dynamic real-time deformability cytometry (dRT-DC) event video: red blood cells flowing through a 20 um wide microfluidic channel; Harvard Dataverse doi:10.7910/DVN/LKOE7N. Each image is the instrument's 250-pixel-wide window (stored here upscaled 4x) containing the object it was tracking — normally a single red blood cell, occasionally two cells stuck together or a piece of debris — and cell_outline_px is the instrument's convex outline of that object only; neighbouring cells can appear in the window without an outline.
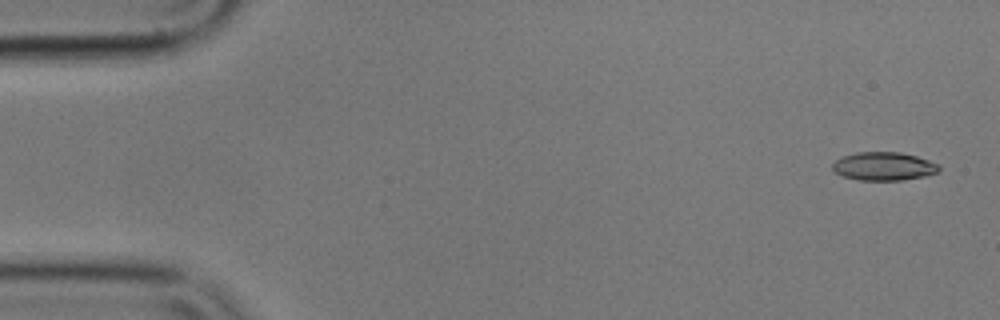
{"species": "common noctule bat (a hibernating species)", "species_latin": "Nyctalus noctula", "temperature_condition": "cold", "stored_images_in_passage": 56, "camera_frame_rate_fps": 3000, "um_per_image_px": 0.085, "animal": {"sex": "male", "body_mass_g": 17.9}, "frame": {"image": 1, "passage_image": 2, "time_ms": 0.333, "image_size_px": [1000, 320], "cell_outline_px": [[940, 168], [936, 172], [924, 176], [900, 180], [860, 180], [844, 176], [836, 172], [832, 168], [832, 164], [836, 160], [844, 156], [856, 152], [900, 152], [916, 156], [940, 164]], "centroid_in_image_um": [75.12, 14.12], "position_along_channel_um": 9.9, "area_um2": 17.4}}
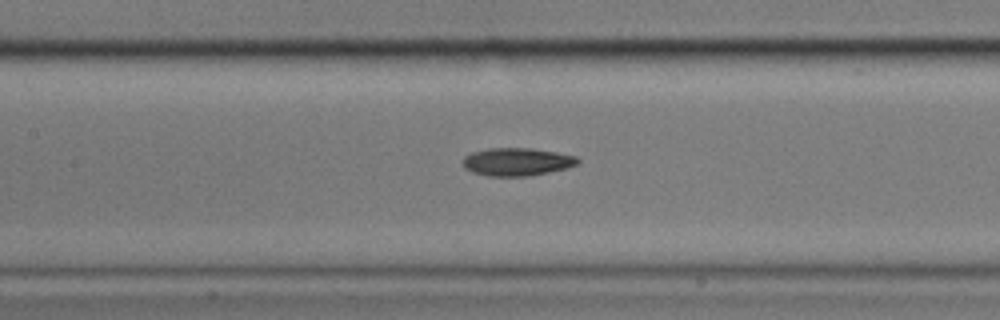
{"frame": {"image": 2, "passage_image": 25, "time_ms": 8.0, "image_size_px": [1000, 320], "cell_outline_px": [[580, 160], [576, 164], [568, 168], [528, 176], [488, 176], [472, 172], [464, 168], [460, 160], [464, 156], [472, 152], [488, 148], [532, 148], [556, 152], [576, 156]], "centroid_in_image_um": [43.89, 13.75], "position_along_channel_um": 163.5, "area_um2": 18.84}}
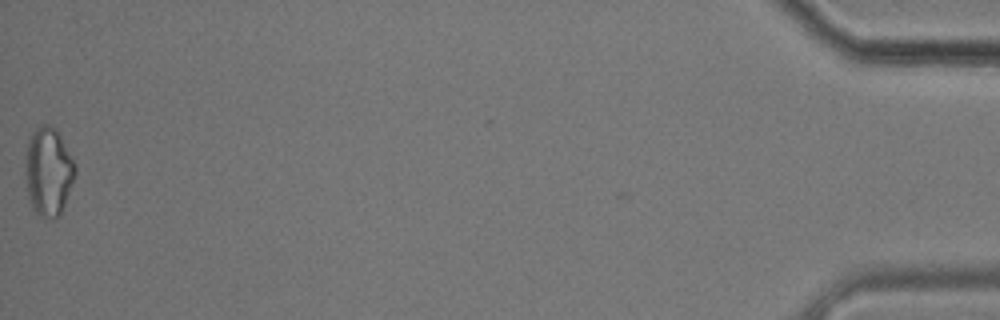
{"frame": {"image": 3, "passage_image": 56, "time_ms": 18.333, "image_size_px": [1000, 320], "cell_outline_px": [[76, 176], [60, 216], [40, 216], [32, 208], [28, 196], [24, 172], [28, 140], [32, 132], [36, 128], [44, 124], [48, 124], [56, 128], [76, 164]], "centroid_in_image_um": [4.12, 14.56], "position_along_channel_um": 431.1, "area_um2": 25.84}, "authors_computed_cell_mechanics": {"area_um2": 18.496, "velocity_mm_per_s": 3.5338, "shape_relaxation_time_tau1_ms": 3.9837, "shape_relaxation_time_tau2_ms": null, "deformation_change_tau1": 0.1292, "deformation_change_tau2": null}}